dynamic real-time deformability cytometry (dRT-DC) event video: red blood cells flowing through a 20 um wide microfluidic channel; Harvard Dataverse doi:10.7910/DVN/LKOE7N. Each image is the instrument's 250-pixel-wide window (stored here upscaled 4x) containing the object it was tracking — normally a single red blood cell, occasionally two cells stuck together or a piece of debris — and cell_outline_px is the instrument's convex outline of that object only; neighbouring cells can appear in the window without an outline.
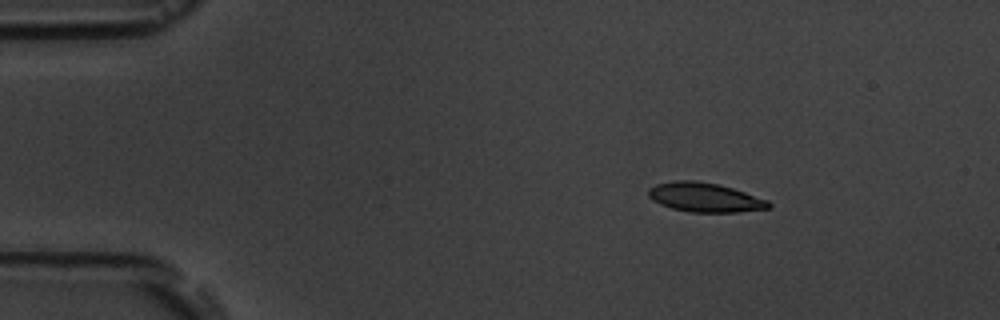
{"species": "common noctule bat (a hibernating species)", "species_latin": "Nyctalus noctula", "temperature_condition": "room temperature", "stored_images_in_passage": 4, "camera_frame_rate_fps": 3000, "um_per_image_px": 0.085, "animal": {"sex": "male", "body_mass_g": 19.5, "forearm_length_mm": 54.6}, "frame": {"image": 1, "passage_image": 1, "time_ms": 0.0, "image_size_px": [1000, 320], "cell_outline_px": [[772, 208], [740, 212], [692, 212], [672, 208], [660, 204], [652, 200], [648, 196], [648, 188], [656, 184], [676, 180], [696, 180], [716, 184], [732, 188], [768, 200], [772, 204]], "centroid_in_image_um": [59.91, 16.78], "position_along_channel_um": 25.1, "area_um2": 20.52}}
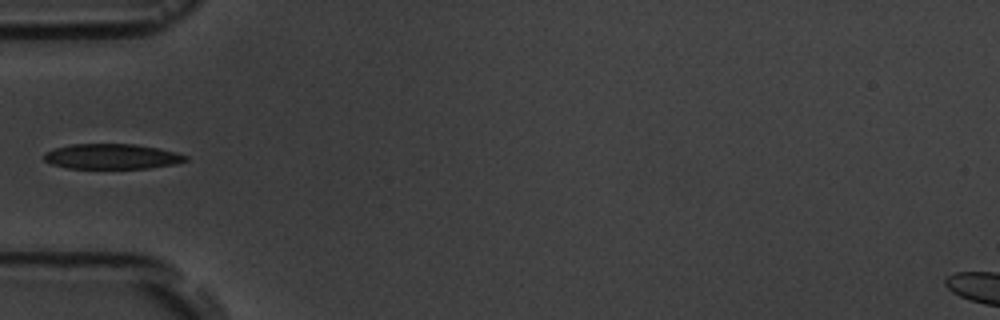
{"frame": {"image": 2, "passage_image": 4, "time_ms": 3.333, "image_size_px": [1000, 320], "cell_outline_px": [[188, 160], [176, 164], [148, 168], [68, 168], [52, 164], [44, 160], [44, 152], [56, 148], [72, 144], [136, 144], [160, 148], [176, 152], [188, 156]], "centroid_in_image_um": [9.54, 13.29], "position_along_channel_um": 75.5, "area_um2": 20.81}}